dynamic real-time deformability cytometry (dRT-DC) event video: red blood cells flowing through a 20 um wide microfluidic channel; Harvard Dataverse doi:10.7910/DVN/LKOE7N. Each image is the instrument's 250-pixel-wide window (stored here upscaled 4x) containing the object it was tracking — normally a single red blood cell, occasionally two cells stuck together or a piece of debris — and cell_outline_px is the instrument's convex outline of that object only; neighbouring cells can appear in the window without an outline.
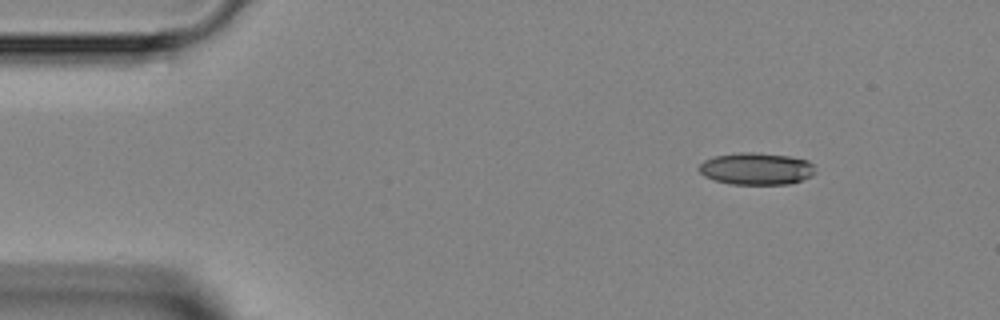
{"species": "Egyptian fruit bat (a non-hibernating species)", "species_latin": "Rousettus aegyptiacus", "temperature_condition": "room temperature", "stored_images_in_passage": 3, "camera_frame_rate_fps": 3000, "um_per_image_px": 0.085, "animal": {"sex": "female"}, "frame": {"image": 1, "passage_image": 1, "time_ms": 0.0, "image_size_px": [1000, 320], "cell_outline_px": [[816, 172], [812, 176], [788, 184], [732, 184], [712, 180], [704, 176], [696, 168], [704, 160], [712, 156], [740, 152], [752, 152], [788, 156], [808, 160], [812, 164]], "centroid_in_image_um": [64.25, 14.34], "position_along_channel_um": 20.8, "area_um2": 21.85}}
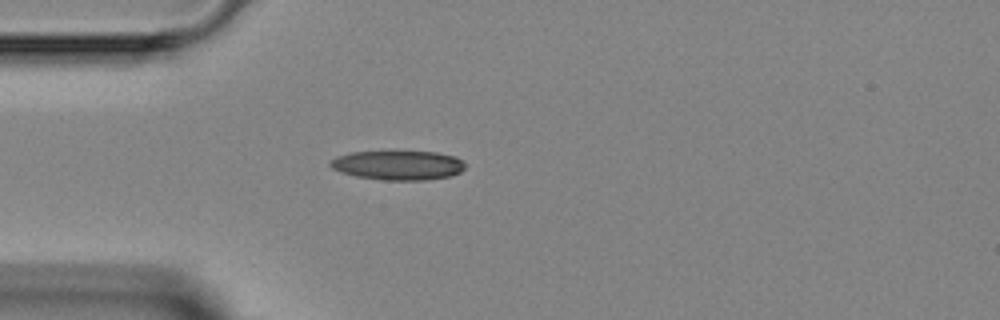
{"frame": {"image": 2, "passage_image": 3, "time_ms": 2.333, "image_size_px": [1000, 320], "cell_outline_px": [[464, 168], [460, 172], [452, 176], [424, 180], [384, 180], [356, 176], [340, 172], [332, 168], [328, 164], [336, 156], [352, 152], [436, 152], [456, 156], [464, 164]], "centroid_in_image_um": [33.83, 14.05], "position_along_channel_um": 51.2, "area_um2": 22.95}}